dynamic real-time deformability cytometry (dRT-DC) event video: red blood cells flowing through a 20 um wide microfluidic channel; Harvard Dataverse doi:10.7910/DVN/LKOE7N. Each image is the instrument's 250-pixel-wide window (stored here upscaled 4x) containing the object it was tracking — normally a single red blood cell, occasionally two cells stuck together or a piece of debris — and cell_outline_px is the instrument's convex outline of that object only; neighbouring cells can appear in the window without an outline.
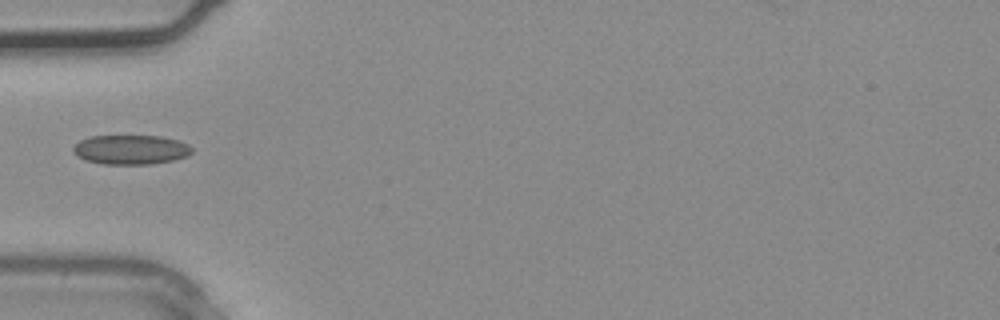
{"species": "common noctule bat (a hibernating species)", "species_latin": "Nyctalus noctula", "temperature_condition": "warm", "stored_images_in_passage": 3, "camera_frame_rate_fps": 3000, "um_per_image_px": 0.085, "animal": {"sex": "male", "body_mass_g": 20.4}, "frame": {"image": 1, "passage_image": 3, "time_ms": 0.667, "image_size_px": [1000, 320], "cell_outline_px": [[192, 152], [188, 156], [172, 160], [152, 164], [104, 164], [84, 160], [72, 152], [72, 148], [80, 140], [88, 136], [160, 136], [176, 140], [188, 144], [192, 148]], "centroid_in_image_um": [11.09, 12.72], "position_along_channel_um": 73.9, "area_um2": 20.4}}